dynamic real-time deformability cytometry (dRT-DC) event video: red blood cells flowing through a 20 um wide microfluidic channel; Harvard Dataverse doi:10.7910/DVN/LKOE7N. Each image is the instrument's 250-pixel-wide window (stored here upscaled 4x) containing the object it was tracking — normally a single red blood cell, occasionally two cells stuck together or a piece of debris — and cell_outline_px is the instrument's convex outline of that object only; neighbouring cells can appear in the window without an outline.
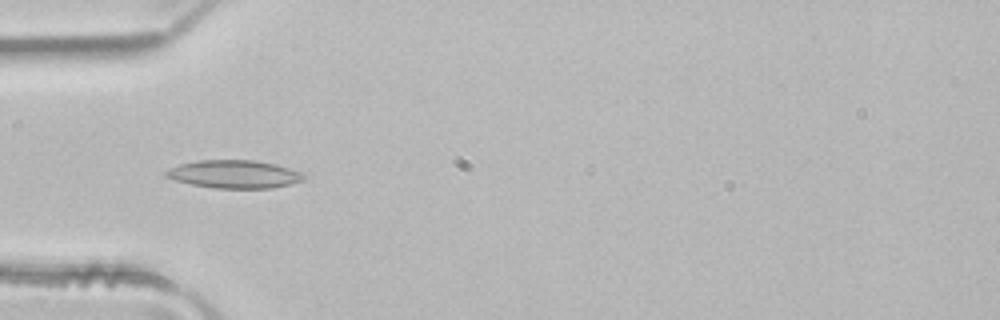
{"species": "common noctule bat (a hibernating species)", "species_latin": "Nyctalus noctula", "temperature_condition": "room temperature", "stored_images_in_passage": 2, "camera_frame_rate_fps": 3000, "um_per_image_px": 0.085, "animal": {"sex": "male", "body_mass_g": 21.5, "forearm_length_mm": 52.0}, "frame": {"image": 1, "passage_image": 2, "time_ms": 0.333, "image_size_px": [1000, 320], "cell_outline_px": [[304, 180], [272, 188], [212, 188], [192, 184], [176, 180], [164, 176], [164, 172], [168, 168], [180, 164], [196, 160], [256, 160], [276, 164], [304, 172]], "centroid_in_image_um": [19.91, 14.79], "position_along_channel_um": 65.1, "area_um2": 22.6}}